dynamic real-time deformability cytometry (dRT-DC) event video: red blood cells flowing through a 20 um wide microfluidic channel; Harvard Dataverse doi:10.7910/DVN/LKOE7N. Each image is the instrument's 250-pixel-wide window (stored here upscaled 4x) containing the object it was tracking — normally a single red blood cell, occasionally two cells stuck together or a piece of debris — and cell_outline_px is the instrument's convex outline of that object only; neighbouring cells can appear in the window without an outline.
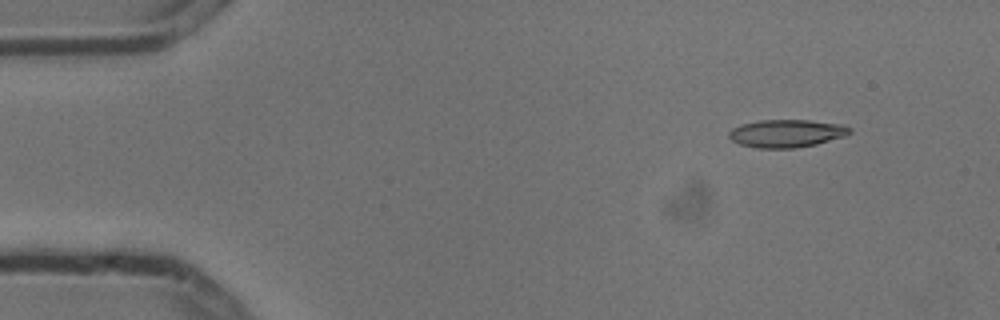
{"species": "common noctule bat (a hibernating species)", "species_latin": "Nyctalus noctula", "temperature_condition": "cold", "stored_images_in_passage": 3, "camera_frame_rate_fps": 3000, "um_per_image_px": 0.085, "animal": {"sex": "male", "body_mass_g": 13.3}, "frame": {"image": 1, "passage_image": 1, "time_ms": 0.0, "image_size_px": [1000, 320], "cell_outline_px": [[852, 132], [848, 136], [816, 144], [796, 148], [756, 148], [740, 144], [732, 140], [728, 136], [728, 132], [732, 128], [740, 124], [760, 120], [808, 120], [844, 124], [852, 128]], "centroid_in_image_um": [66.9, 11.33], "position_along_channel_um": 18.1, "area_um2": 19.88}}